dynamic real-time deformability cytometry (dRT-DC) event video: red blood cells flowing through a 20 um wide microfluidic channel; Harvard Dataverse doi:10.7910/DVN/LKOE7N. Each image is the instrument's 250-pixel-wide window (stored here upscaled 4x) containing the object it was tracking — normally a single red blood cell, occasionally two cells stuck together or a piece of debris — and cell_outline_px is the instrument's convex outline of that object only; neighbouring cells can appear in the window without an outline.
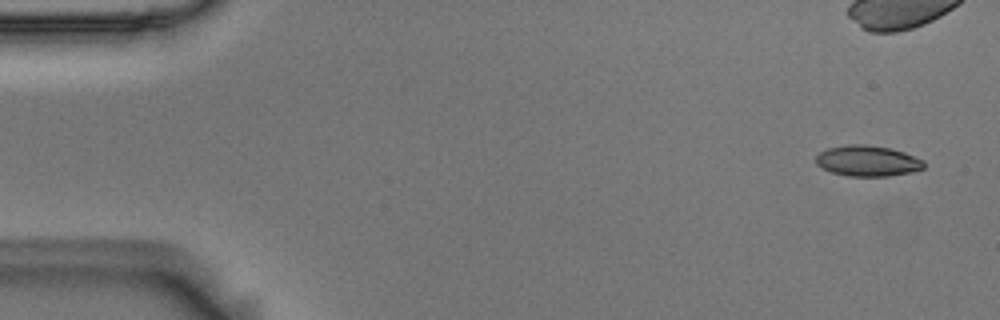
{"species": "Egyptian fruit bat (a non-hibernating species)", "species_latin": "Rousettus aegyptiacus", "temperature_condition": "room temperature", "stored_images_in_passage": 5, "camera_frame_rate_fps": 3000, "um_per_image_px": 0.085, "animal": {"sex": "male"}, "frame": {"image": 1, "passage_image": 1, "time_ms": 0.0, "image_size_px": [1000, 320], "cell_outline_px": [[924, 168], [908, 172], [888, 176], [848, 176], [832, 172], [816, 164], [816, 156], [820, 152], [828, 148], [848, 144], [864, 144], [892, 148], [904, 152], [924, 160]], "centroid_in_image_um": [73.74, 13.66], "position_along_channel_um": 11.3, "area_um2": 19.25}}